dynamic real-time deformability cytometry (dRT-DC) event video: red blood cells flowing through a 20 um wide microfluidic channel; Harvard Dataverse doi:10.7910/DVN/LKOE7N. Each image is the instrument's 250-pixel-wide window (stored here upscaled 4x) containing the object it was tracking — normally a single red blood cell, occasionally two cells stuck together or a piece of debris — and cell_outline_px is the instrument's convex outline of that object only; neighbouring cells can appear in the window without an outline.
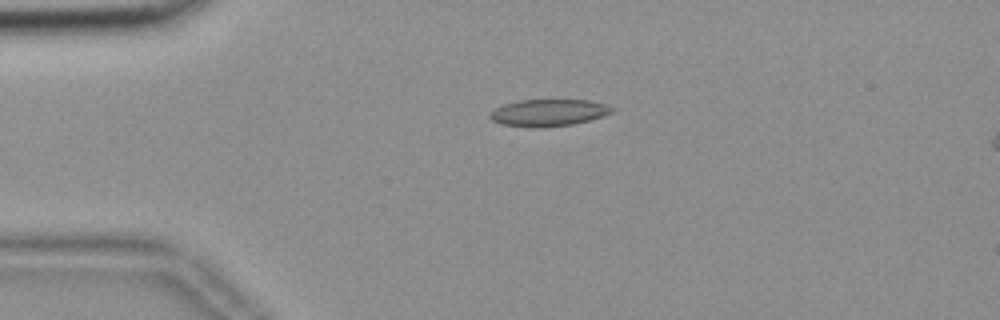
{"species": "common noctule bat (a hibernating species)", "species_latin": "Nyctalus noctula", "temperature_condition": "room temperature", "stored_images_in_passage": 37, "camera_frame_rate_fps": 3000, "um_per_image_px": 0.085, "animal": {"sex": "female", "body_mass_g": 18.4}, "frame": {"image": 1, "passage_image": 1, "time_ms": 0.0, "image_size_px": [1000, 320], "cell_outline_px": [[616, 112], [588, 120], [572, 124], [536, 128], [532, 128], [500, 124], [492, 120], [488, 116], [496, 108], [504, 104], [520, 100], [592, 100], [608, 104], [616, 108]], "centroid_in_image_um": [46.68, 9.57], "position_along_channel_um": 38.3, "area_um2": 19.31}}
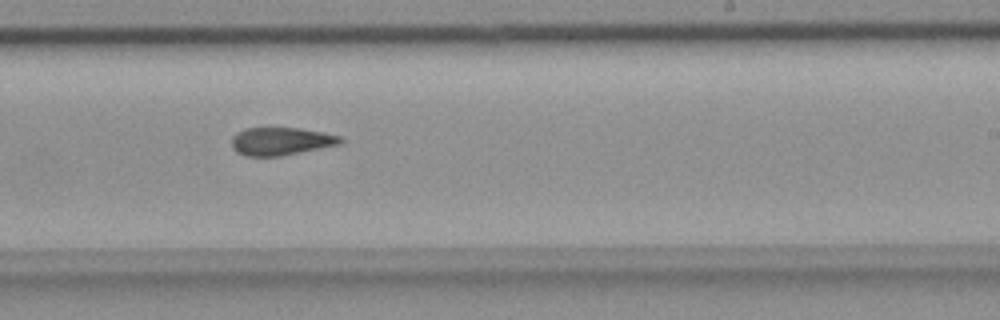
{"frame": {"image": 2, "passage_image": 22, "time_ms": 7.0, "image_size_px": [1000, 320], "cell_outline_px": [[344, 140], [340, 144], [280, 156], [244, 156], [236, 152], [232, 148], [232, 136], [236, 132], [244, 128], [300, 128], [340, 136]], "centroid_in_image_um": [23.83, 12.01], "position_along_channel_um": 265.2, "area_um2": 17.63}}
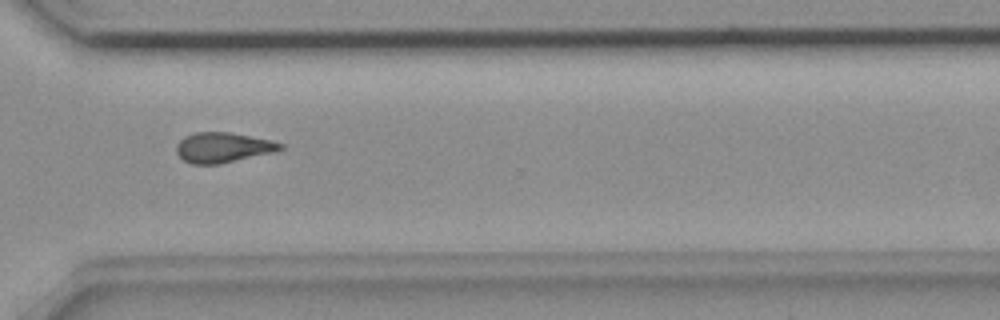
{"frame": {"image": 3, "passage_image": 29, "time_ms": 9.333, "image_size_px": [1000, 320], "cell_outline_px": [[284, 148], [272, 152], [220, 164], [192, 164], [184, 160], [176, 152], [176, 144], [184, 136], [196, 132], [228, 132], [272, 140], [284, 144]], "centroid_in_image_um": [18.93, 12.53], "position_along_channel_um": 351.7, "area_um2": 18.15}, "authors_computed_cell_mechanics": {"area_um2": 18.3226, "velocity_mm_per_s": 3.684, "shape_relaxation_time_tau1_ms": null, "shape_relaxation_time_tau2_ms": 3.8103, "deformation_change_tau1": null, "deformation_change_tau2": 0.1133}}